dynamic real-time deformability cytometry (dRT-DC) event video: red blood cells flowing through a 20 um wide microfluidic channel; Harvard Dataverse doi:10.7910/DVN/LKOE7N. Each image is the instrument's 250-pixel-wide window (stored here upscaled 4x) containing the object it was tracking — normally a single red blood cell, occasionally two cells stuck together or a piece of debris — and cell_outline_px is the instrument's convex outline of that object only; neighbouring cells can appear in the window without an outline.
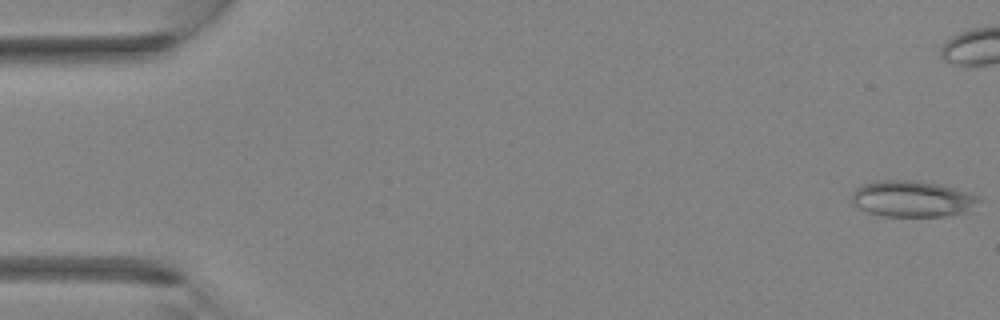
{"species": "Egyptian fruit bat (a non-hibernating species)", "species_latin": "Rousettus aegyptiacus", "temperature_condition": "room temperature", "stored_images_in_passage": 13, "camera_frame_rate_fps": 3000, "um_per_image_px": 0.085, "animal": {"sex": "female"}, "frame": {"image": 1, "passage_image": 1, "time_ms": 0.0, "image_size_px": [1000, 320], "cell_outline_px": [[984, 200], [964, 212], [944, 216], [884, 216], [868, 212], [852, 204], [852, 192], [856, 188], [864, 184], [876, 180], [912, 180], [936, 184], [968, 192]], "centroid_in_image_um": [77.51, 16.9], "position_along_channel_um": 7.5, "area_um2": 26.59}}